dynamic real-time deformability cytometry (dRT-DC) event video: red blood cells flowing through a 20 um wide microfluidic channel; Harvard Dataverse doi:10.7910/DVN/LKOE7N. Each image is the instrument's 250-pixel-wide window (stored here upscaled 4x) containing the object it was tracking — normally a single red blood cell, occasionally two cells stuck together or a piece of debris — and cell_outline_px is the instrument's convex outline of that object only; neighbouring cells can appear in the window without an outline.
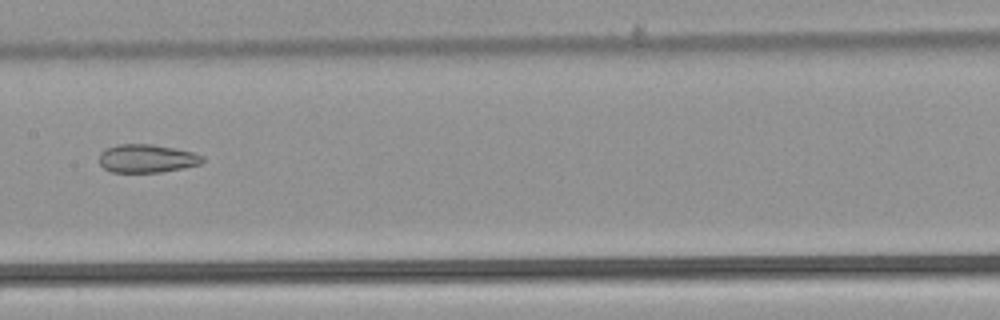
{"species": "common noctule bat (a hibernating species)", "species_latin": "Nyctalus noctula", "temperature_condition": "warm", "stored_images_in_passage": 45, "camera_frame_rate_fps": 3000, "um_per_image_px": 0.085, "animal": {"sex": "male", "body_mass_g": 21.5, "forearm_length_mm": 52.0}, "frame": {"image": 1, "passage_image": 20, "time_ms": 6.333, "image_size_px": [1000, 320], "cell_outline_px": [[204, 160], [200, 164], [184, 168], [160, 172], [112, 172], [104, 168], [100, 164], [100, 152], [108, 148], [120, 144], [152, 144], [176, 148], [192, 152], [204, 156]], "centroid_in_image_um": [12.51, 13.47], "position_along_channel_um": 194.9, "area_um2": 16.99}}
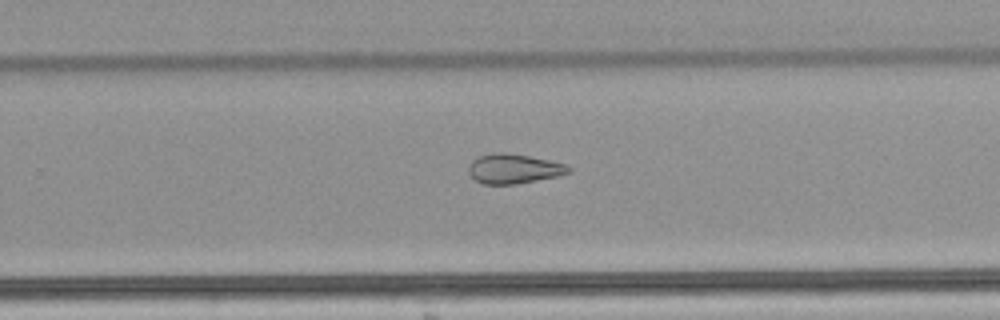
{"frame": {"image": 2, "passage_image": 27, "time_ms": 8.667, "image_size_px": [1000, 320], "cell_outline_px": [[572, 172], [556, 176], [516, 184], [484, 184], [476, 180], [468, 172], [468, 168], [472, 160], [480, 156], [492, 152], [508, 152], [568, 164], [572, 168]], "centroid_in_image_um": [43.69, 14.33], "position_along_channel_um": 286.1, "area_um2": 17.28}}
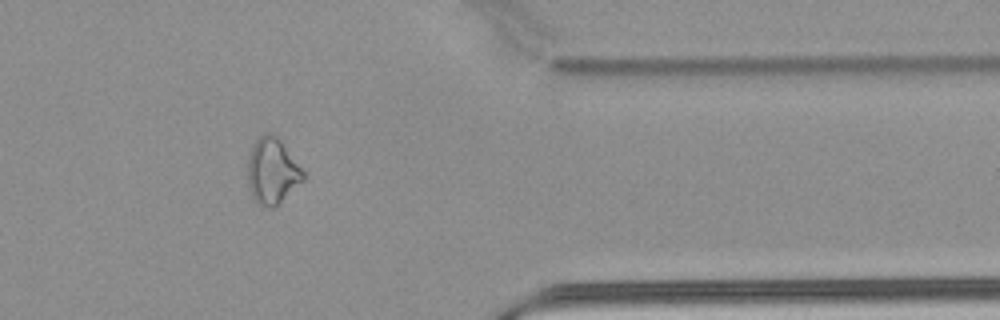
{"frame": {"image": 3, "passage_image": 36, "time_ms": 11.667, "image_size_px": [1000, 320], "cell_outline_px": [[304, 180], [272, 208], [268, 208], [260, 204], [252, 196], [248, 180], [248, 160], [252, 148], [256, 140], [264, 132], [272, 132], [280, 140], [304, 172]], "centroid_in_image_um": [23.13, 14.52], "position_along_channel_um": 388.3, "area_um2": 20.75}, "authors_computed_cell_mechanics": {"area_um2": 20.7502, "velocity_mm_per_s": 3.9232, "shape_relaxation_time_tau1_ms": null, "shape_relaxation_time_tau2_ms": 4.0119, "deformation_change_tau1": null, "deformation_change_tau2": 0.1253}}